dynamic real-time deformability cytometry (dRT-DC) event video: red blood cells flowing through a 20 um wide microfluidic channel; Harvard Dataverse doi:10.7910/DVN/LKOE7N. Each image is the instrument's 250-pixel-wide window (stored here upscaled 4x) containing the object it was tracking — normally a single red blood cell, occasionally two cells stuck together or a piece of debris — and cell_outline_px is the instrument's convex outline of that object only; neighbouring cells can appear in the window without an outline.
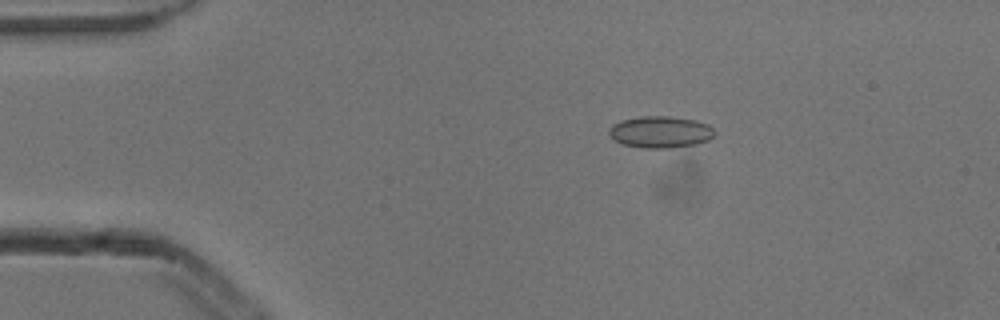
{"species": "common noctule bat (a hibernating species)", "species_latin": "Nyctalus noctula", "temperature_condition": "cold", "stored_images_in_passage": 4, "camera_frame_rate_fps": 3000, "um_per_image_px": 0.085, "animal": {"sex": "male", "body_mass_g": 13.3}, "frame": {"image": 1, "passage_image": 3, "time_ms": 0.667, "image_size_px": [1000, 320], "cell_outline_px": [[716, 132], [708, 140], [696, 144], [668, 148], [644, 148], [624, 144], [608, 136], [608, 132], [612, 124], [620, 120], [640, 116], [668, 116], [696, 120], [708, 124]], "centroid_in_image_um": [56.12, 11.21], "position_along_channel_um": 28.9, "area_um2": 19.54}}